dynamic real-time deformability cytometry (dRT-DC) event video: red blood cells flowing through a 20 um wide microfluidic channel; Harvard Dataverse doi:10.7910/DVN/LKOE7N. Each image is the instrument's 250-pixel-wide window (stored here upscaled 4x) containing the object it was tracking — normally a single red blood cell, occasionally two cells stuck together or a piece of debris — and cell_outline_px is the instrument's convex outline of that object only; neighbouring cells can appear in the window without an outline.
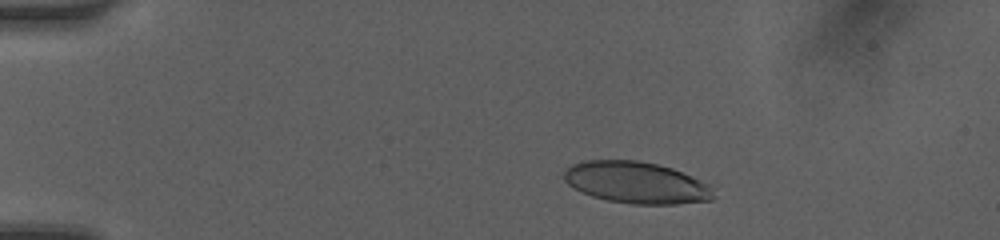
{"species": "human", "species_latin": "Homo sapiens", "temperature_condition": "room temperature", "stored_images_in_passage": 48, "camera_frame_rate_fps": 3000, "um_per_image_px": 0.085, "donor": {"sex": "female"}, "frame": {"image": 1, "passage_image": 8, "time_ms": 2.333, "image_size_px": [1000, 240], "cell_outline_px": [[716, 196], [712, 200], [676, 204], [632, 204], [608, 200], [592, 196], [568, 184], [564, 180], [564, 172], [572, 164], [584, 160], [640, 160], [672, 168], [700, 180], [708, 184]], "centroid_in_image_um": [54.1, 15.52], "position_along_channel_um": 30.9, "area_um2": 36.13}}
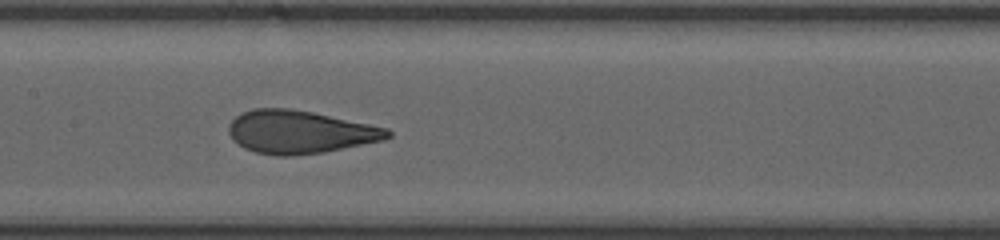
{"frame": {"image": 2, "passage_image": 24, "time_ms": 7.667, "image_size_px": [1000, 240], "cell_outline_px": [[392, 136], [384, 140], [324, 152], [292, 156], [280, 156], [256, 152], [244, 148], [232, 140], [228, 132], [228, 124], [240, 112], [252, 108], [288, 108], [312, 112], [388, 128], [392, 132]], "centroid_in_image_um": [25.46, 11.22], "position_along_channel_um": 181.9, "area_um2": 39.94}}
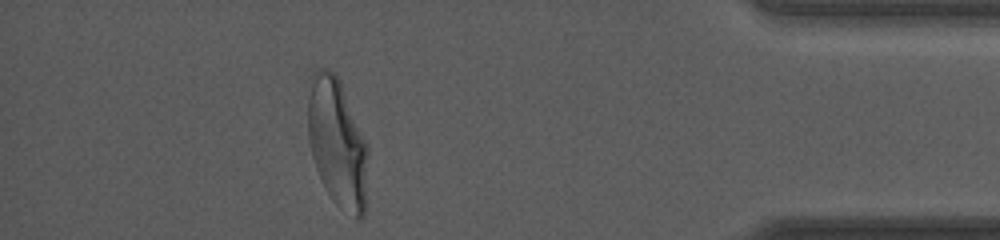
{"frame": {"image": 3, "passage_image": 43, "time_ms": 14.0, "image_size_px": [1000, 240], "cell_outline_px": [[368, 156], [364, 216], [356, 220], [340, 208], [332, 200], [320, 180], [312, 156], [308, 140], [308, 96], [312, 72], [320, 68], [324, 68], [332, 72], [340, 80], [368, 144]], "centroid_in_image_um": [28.67, 12.17], "position_along_channel_um": 406.5, "area_um2": 45.43}, "authors_computed_cell_mechanics": {"area_um2": 39.5641, "velocity_mm_per_s": 4.1861, "shape_relaxation_time_tau1_ms": 4.3619, "shape_relaxation_time_tau2_ms": null, "deformation_change_tau1": 0.2044, "deformation_change_tau2": null}}